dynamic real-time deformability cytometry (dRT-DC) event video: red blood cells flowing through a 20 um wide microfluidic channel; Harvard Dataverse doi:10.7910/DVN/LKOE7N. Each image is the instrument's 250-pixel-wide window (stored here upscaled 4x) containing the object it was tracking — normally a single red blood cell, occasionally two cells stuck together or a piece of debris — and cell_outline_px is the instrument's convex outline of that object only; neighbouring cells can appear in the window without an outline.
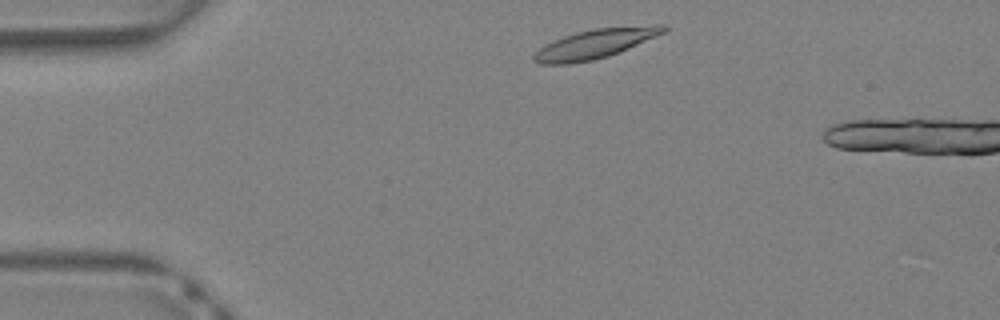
{"species": "Egyptian fruit bat (a non-hibernating species)", "species_latin": "Rousettus aegyptiacus", "temperature_condition": "warm", "stored_images_in_passage": 4, "camera_frame_rate_fps": 3000, "um_per_image_px": 0.085, "animal": {"sex": "female"}, "frame": {"image": 1, "passage_image": 2, "time_ms": 0.333, "image_size_px": [1000, 320], "cell_outline_px": [[668, 32], [620, 52], [608, 56], [592, 60], [568, 64], [540, 64], [532, 60], [532, 56], [544, 44], [564, 36], [576, 32], [596, 28], [656, 24], [664, 24], [668, 28]], "centroid_in_image_um": [50.65, 3.71], "position_along_channel_um": 34.4, "area_um2": 22.43}}